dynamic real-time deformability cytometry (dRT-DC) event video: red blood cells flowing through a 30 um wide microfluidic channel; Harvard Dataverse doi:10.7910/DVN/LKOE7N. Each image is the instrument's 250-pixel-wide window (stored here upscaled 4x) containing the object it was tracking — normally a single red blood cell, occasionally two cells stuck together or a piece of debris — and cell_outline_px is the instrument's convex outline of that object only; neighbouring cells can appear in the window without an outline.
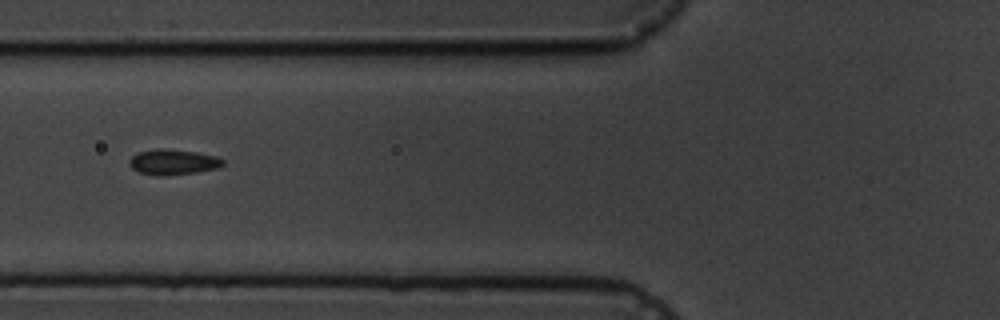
{"species": "common noctule bat (a hibernating species)", "species_latin": "Nyctalus noctula", "temperature_condition": "cold", "stored_images_in_passage": 6, "camera_frame_rate_fps": 3000, "um_per_image_px": 0.085, "animal": {"sex": "male", "body_mass_g": 19.5, "forearm_length_mm": 54.6}, "frame": {"image": 1, "passage_image": 5, "time_ms": 5.667, "image_size_px": [1000, 320], "cell_outline_px": [[224, 164], [220, 168], [196, 172], [164, 176], [160, 176], [140, 172], [132, 168], [128, 164], [128, 160], [132, 156], [140, 152], [156, 148], [164, 148], [196, 152], [216, 156], [224, 160]], "centroid_in_image_um": [14.72, 13.77], "position_along_channel_um": 111.1, "area_um2": 13.93}}
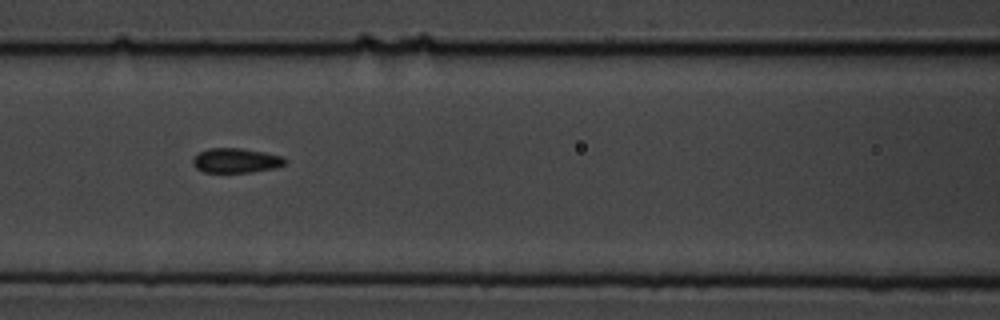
{"frame": {"image": 2, "passage_image": 6, "time_ms": 6.667, "image_size_px": [1000, 320], "cell_outline_px": [[288, 160], [284, 164], [276, 168], [252, 172], [204, 172], [196, 168], [192, 164], [192, 156], [208, 148], [240, 148], [264, 152], [284, 156]], "centroid_in_image_um": [20.06, 13.64], "position_along_channel_um": 146.5, "area_um2": 13.41}}